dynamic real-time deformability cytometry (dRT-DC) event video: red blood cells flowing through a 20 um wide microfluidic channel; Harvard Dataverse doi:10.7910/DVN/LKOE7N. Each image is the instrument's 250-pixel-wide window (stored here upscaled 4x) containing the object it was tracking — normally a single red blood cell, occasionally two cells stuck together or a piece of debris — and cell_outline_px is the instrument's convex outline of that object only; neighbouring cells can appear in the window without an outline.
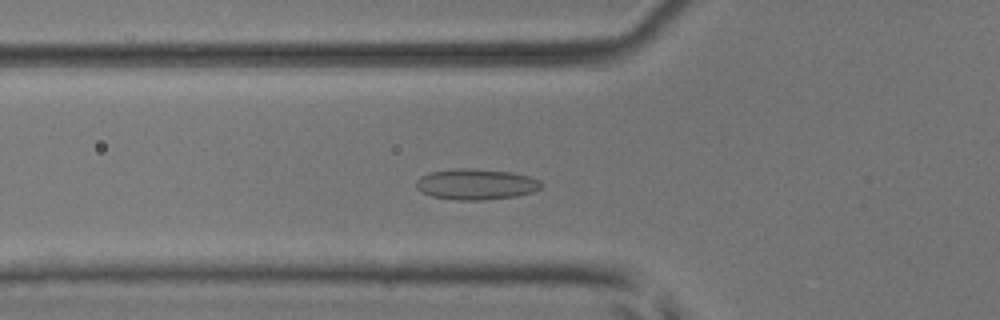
{"species": "common noctule bat (a hibernating species)", "species_latin": "Nyctalus noctula", "temperature_condition": "room temperature", "stored_images_in_passage": 29, "camera_frame_rate_fps": 3000, "um_per_image_px": 0.085, "animal": {"sex": "male", "body_mass_g": 17.9, "forearm_length_mm": 54.2}, "frame": {"image": 1, "passage_image": 2, "time_ms": 0.333, "image_size_px": [1000, 320], "cell_outline_px": [[544, 184], [540, 188], [532, 192], [516, 196], [480, 200], [456, 200], [432, 196], [420, 192], [416, 188], [416, 180], [420, 176], [428, 172], [456, 168], [472, 168], [512, 172], [528, 176], [540, 180]], "centroid_in_image_um": [40.43, 15.65], "position_along_channel_um": 85.4, "area_um2": 22.66}}
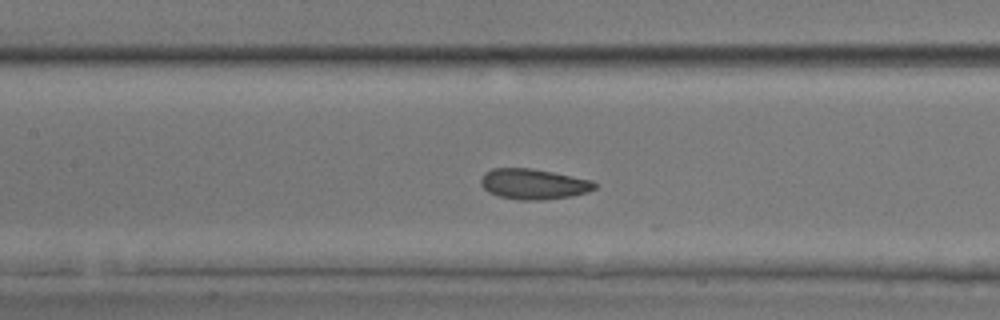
{"frame": {"image": 2, "passage_image": 8, "time_ms": 2.333, "image_size_px": [1000, 320], "cell_outline_px": [[596, 188], [588, 192], [572, 196], [544, 200], [520, 200], [500, 196], [488, 192], [480, 184], [480, 180], [484, 172], [492, 168], [532, 168], [592, 180], [596, 184]], "centroid_in_image_um": [45.34, 15.64], "position_along_channel_um": 162.1, "area_um2": 20.29}}
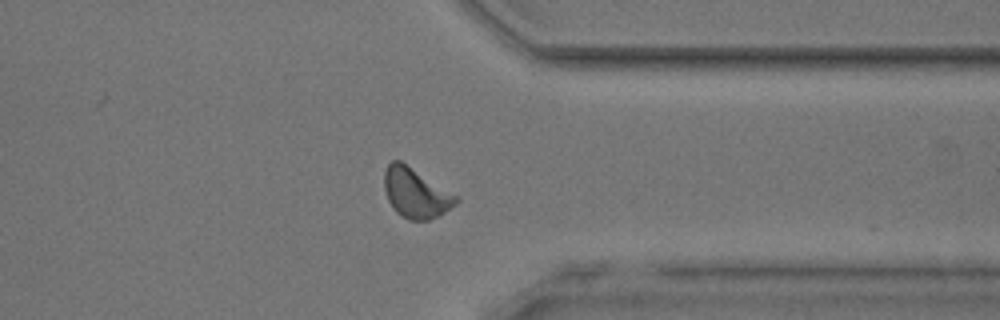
{"frame": {"image": 3, "passage_image": 25, "time_ms": 8.0, "image_size_px": [1000, 320], "cell_outline_px": [[460, 200], [456, 204], [444, 212], [428, 220], [408, 220], [400, 216], [392, 208], [388, 200], [384, 188], [384, 172], [388, 164], [392, 160], [400, 160], [460, 196]], "centroid_in_image_um": [35.35, 16.4], "position_along_channel_um": 376.1, "area_um2": 21.04}, "authors_computed_cell_mechanics": {"area_um2": 20.0566, "velocity_mm_per_s": 3.828, "shape_relaxation_time_tau1_ms": 3.8558, "shape_relaxation_time_tau2_ms": 1.4919, "deformation_change_tau1": 0.0787, "deformation_change_tau2": 0.0668}}